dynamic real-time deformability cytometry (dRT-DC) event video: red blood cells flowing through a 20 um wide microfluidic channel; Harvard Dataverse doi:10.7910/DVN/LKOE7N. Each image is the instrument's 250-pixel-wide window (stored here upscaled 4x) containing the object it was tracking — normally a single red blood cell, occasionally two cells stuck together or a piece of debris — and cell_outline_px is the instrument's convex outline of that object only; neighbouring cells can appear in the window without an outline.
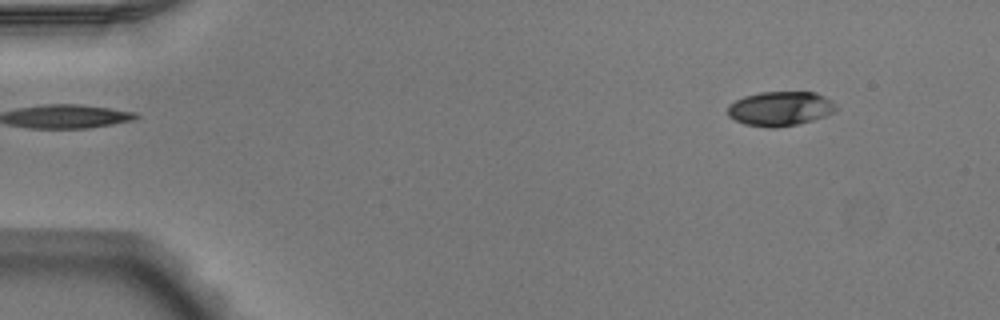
{"species": "Egyptian fruit bat (a non-hibernating species)", "species_latin": "Rousettus aegyptiacus", "temperature_condition": "warm", "stored_images_in_passage": 15, "camera_frame_rate_fps": 3000, "um_per_image_px": 0.085, "animal": {"sex": "male"}, "frame": {"image": 1, "passage_image": 1, "time_ms": 0.0, "image_size_px": [1000, 320], "cell_outline_px": [[836, 112], [800, 124], [776, 128], [768, 128], [744, 124], [728, 116], [728, 104], [744, 96], [760, 92], [816, 92], [832, 100], [836, 104]], "centroid_in_image_um": [66.33, 9.24], "position_along_channel_um": 18.7, "area_um2": 21.96}}
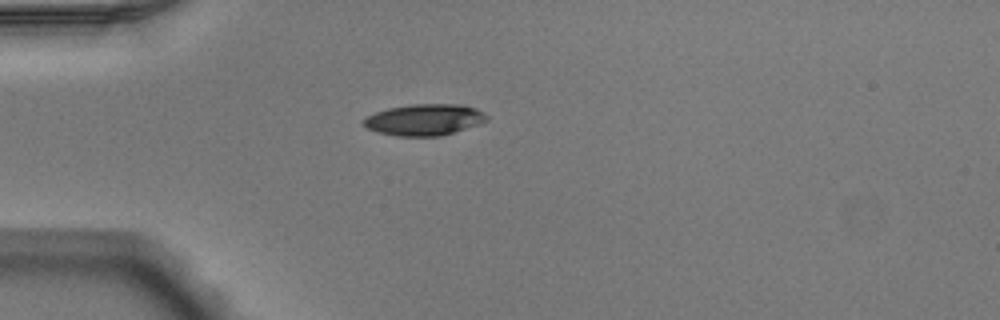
{"frame": {"image": 2, "passage_image": 10, "time_ms": 3.0, "image_size_px": [1000, 320], "cell_outline_px": [[488, 120], [480, 124], [440, 136], [396, 136], [376, 132], [368, 128], [360, 120], [376, 112], [388, 108], [412, 104], [460, 104], [476, 108], [484, 112], [488, 116]], "centroid_in_image_um": [36.08, 10.17], "position_along_channel_um": 48.9, "area_um2": 22.6}}